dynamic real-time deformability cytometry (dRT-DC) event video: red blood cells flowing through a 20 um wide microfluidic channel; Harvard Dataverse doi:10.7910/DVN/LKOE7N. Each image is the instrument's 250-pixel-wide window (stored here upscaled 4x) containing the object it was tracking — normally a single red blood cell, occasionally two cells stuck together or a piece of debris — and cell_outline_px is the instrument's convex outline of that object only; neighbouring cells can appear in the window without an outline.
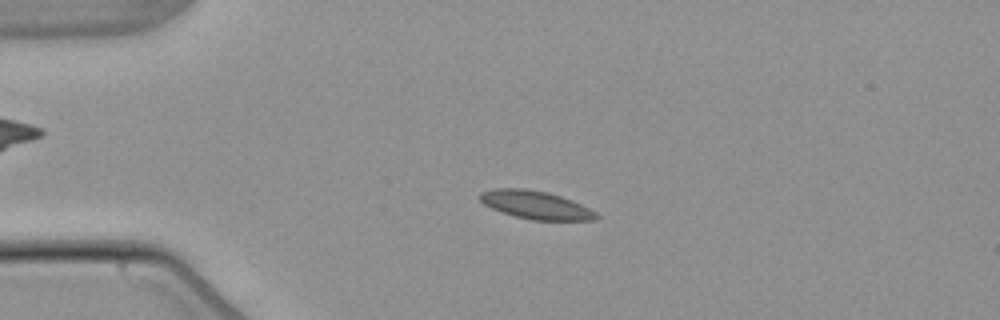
{"species": "common noctule bat (a hibernating species)", "species_latin": "Nyctalus noctula", "temperature_condition": "warm", "stored_images_in_passage": 7, "camera_frame_rate_fps": 3000, "um_per_image_px": 0.085, "animal": {"sex": "male", "body_mass_g": 21.5, "forearm_length_mm": 52.0}, "frame": {"image": 1, "passage_image": 5, "time_ms": 6.0, "image_size_px": [1000, 320], "cell_outline_px": [[600, 216], [596, 220], [532, 220], [516, 216], [492, 208], [484, 204], [476, 196], [480, 192], [496, 188], [524, 188], [548, 192], [572, 200], [596, 212]], "centroid_in_image_um": [45.52, 17.41], "position_along_channel_um": 39.5, "area_um2": 19.02}}